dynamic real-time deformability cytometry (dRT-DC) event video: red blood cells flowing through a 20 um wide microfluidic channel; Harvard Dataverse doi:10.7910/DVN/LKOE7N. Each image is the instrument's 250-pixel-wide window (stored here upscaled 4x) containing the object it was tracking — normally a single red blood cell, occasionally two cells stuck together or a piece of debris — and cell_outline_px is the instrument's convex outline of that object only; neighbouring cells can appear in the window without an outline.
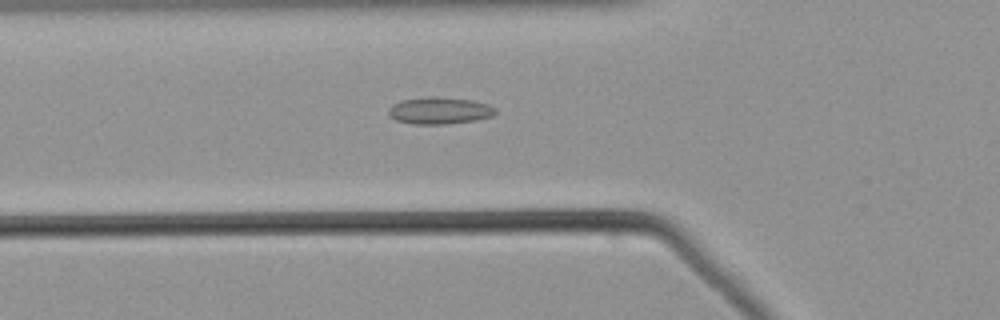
{"species": "common noctule bat (a hibernating species)", "species_latin": "Nyctalus noctula", "temperature_condition": "warm", "stored_images_in_passage": 53, "camera_frame_rate_fps": 3000, "um_per_image_px": 0.085, "animal": {"sex": "male", "body_mass_g": 21.5, "forearm_length_mm": 52.0}, "frame": {"image": 1, "passage_image": 19, "time_ms": 6.0, "image_size_px": [1000, 320], "cell_outline_px": [[496, 112], [492, 116], [476, 120], [448, 124], [412, 124], [396, 120], [388, 112], [388, 108], [392, 104], [400, 100], [428, 96], [436, 96], [472, 100], [488, 104], [496, 108]], "centroid_in_image_um": [37.35, 9.39], "position_along_channel_um": 88.4, "area_um2": 16.94}}
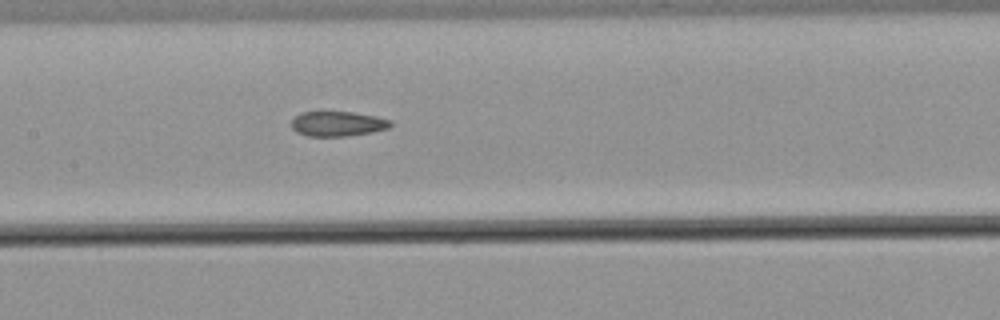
{"frame": {"image": 2, "passage_image": 26, "time_ms": 8.333, "image_size_px": [1000, 320], "cell_outline_px": [[392, 124], [388, 128], [368, 132], [344, 136], [308, 136], [296, 132], [292, 128], [292, 120], [300, 112], [352, 112], [376, 116], [392, 120]], "centroid_in_image_um": [28.68, 10.51], "position_along_channel_um": 178.7, "area_um2": 14.22}}
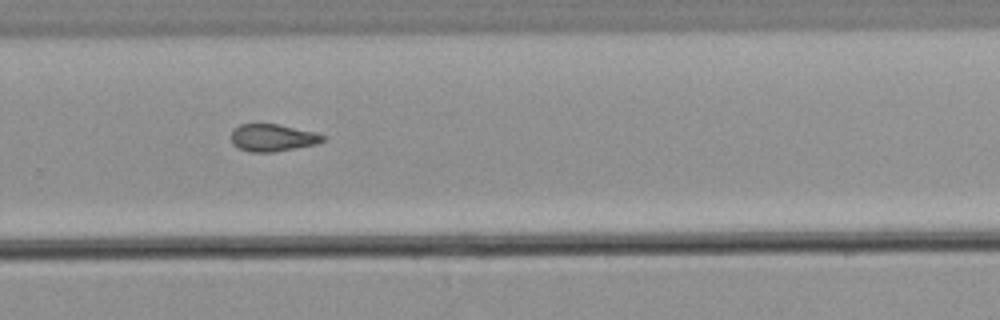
{"frame": {"image": 3, "passage_image": 36, "time_ms": 11.667, "image_size_px": [1000, 320], "cell_outline_px": [[324, 140], [316, 144], [272, 152], [252, 152], [240, 148], [232, 144], [232, 132], [240, 124], [276, 124], [312, 132], [324, 136]], "centroid_in_image_um": [23.14, 11.71], "position_along_channel_um": 306.7, "area_um2": 14.1}}